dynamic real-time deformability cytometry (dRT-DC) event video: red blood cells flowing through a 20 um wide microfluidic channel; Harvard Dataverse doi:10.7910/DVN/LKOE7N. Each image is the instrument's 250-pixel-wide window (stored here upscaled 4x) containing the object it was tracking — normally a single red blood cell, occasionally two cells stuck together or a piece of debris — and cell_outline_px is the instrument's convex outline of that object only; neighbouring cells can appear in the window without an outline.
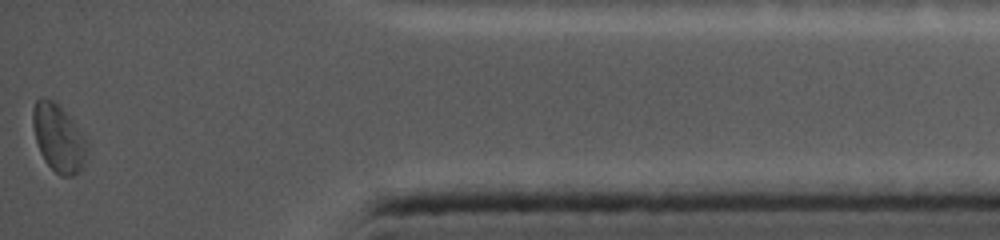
{"species": "common noctule bat (a hibernating species)", "species_latin": "Nyctalus noctula", "temperature_condition": "cold", "stored_images_in_passage": 37, "camera_frame_rate_fps": 5000, "um_per_image_px": 0.085, "animal": {"sex": "female", "body_mass_g": 19.0, "forearm_length_mm": 56.7}, "frame": {"image": 1, "passage_image": 37, "time_ms": 11.0, "image_size_px": [1000, 240], "cell_outline_px": [[88, 144], [80, 168], [72, 176], [60, 176], [44, 160], [40, 152], [36, 140], [32, 124], [32, 108], [36, 100], [40, 96], [52, 100], [64, 112]], "centroid_in_image_um": [4.89, 11.72], "position_along_channel_um": 430.3, "area_um2": 20.46}, "authors_computed_cell_mechanics": {"area_um2": 17.918, "velocity_mm_per_s": 3.7004, "shape_relaxation_time_tau1_ms": null, "shape_relaxation_time_tau2_ms": 3.5295, "deformation_change_tau1": null, "deformation_change_tau2": 0.0787}}